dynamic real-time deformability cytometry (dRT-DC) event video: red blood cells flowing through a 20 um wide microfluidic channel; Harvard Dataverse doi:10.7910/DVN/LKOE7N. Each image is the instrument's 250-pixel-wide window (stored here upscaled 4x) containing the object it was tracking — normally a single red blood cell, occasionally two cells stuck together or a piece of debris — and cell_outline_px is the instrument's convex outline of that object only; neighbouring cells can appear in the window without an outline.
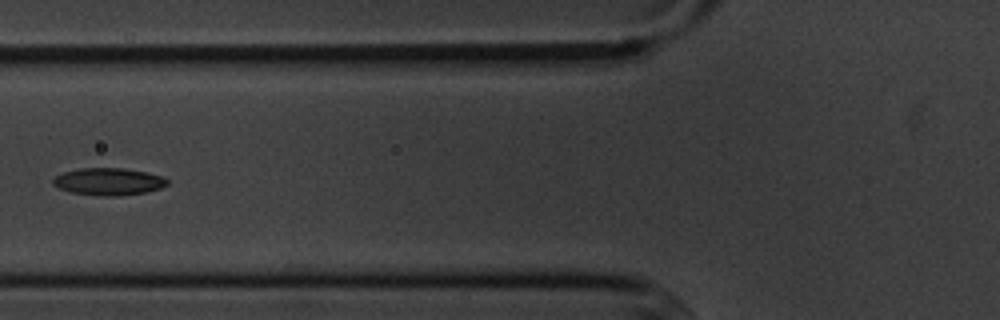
{"species": "common noctule bat (a hibernating species)", "species_latin": "Nyctalus noctula", "temperature_condition": "cold", "stored_images_in_passage": 6, "camera_frame_rate_fps": 3000, "um_per_image_px": 0.085, "animal": {"sex": "male", "body_mass_g": 20.1, "forearm_length_mm": 53.5}, "frame": {"image": 1, "passage_image": 6, "time_ms": 6.667, "image_size_px": [1000, 320], "cell_outline_px": [[168, 184], [160, 188], [148, 192], [116, 196], [104, 196], [72, 192], [60, 188], [52, 184], [52, 180], [56, 176], [64, 172], [80, 168], [124, 168], [144, 172], [160, 176], [168, 180]], "centroid_in_image_um": [9.23, 15.43], "position_along_channel_um": 116.6, "area_um2": 17.92}}